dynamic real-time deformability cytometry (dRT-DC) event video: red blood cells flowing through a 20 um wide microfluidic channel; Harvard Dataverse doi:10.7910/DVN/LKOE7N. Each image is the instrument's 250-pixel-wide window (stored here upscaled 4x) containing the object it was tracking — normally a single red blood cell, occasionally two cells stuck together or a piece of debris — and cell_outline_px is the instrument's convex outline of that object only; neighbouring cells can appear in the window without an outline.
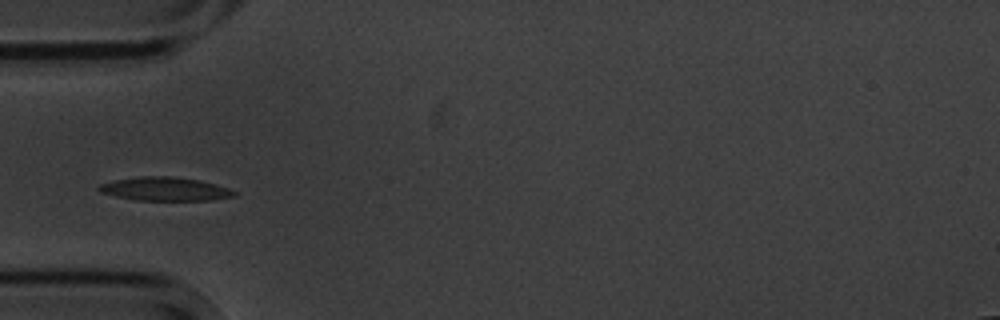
{"species": "common noctule bat (a hibernating species)", "species_latin": "Nyctalus noctula", "temperature_condition": "cold", "stored_images_in_passage": 5, "camera_frame_rate_fps": 3000, "um_per_image_px": 0.085, "animal": {"sex": "male", "body_mass_g": 20.1, "forearm_length_mm": 53.5}, "frame": {"image": 1, "passage_image": 5, "time_ms": 4.667, "image_size_px": [1000, 320], "cell_outline_px": [[236, 196], [212, 200], [136, 200], [116, 196], [100, 192], [96, 188], [100, 184], [112, 180], [140, 176], [172, 176], [200, 180], [216, 184], [228, 188], [236, 192]], "centroid_in_image_um": [14.01, 16.06], "position_along_channel_um": 71.0, "area_um2": 18.67}}